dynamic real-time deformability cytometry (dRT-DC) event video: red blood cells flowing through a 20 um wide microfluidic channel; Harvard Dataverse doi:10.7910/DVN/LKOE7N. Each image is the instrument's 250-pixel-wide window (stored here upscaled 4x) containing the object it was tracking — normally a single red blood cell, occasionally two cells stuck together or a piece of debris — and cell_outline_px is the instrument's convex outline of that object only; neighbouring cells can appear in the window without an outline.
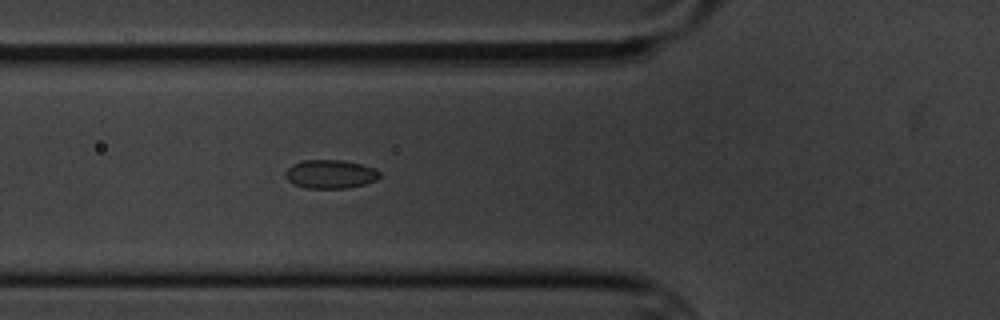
{"species": "common noctule bat (a hibernating species)", "species_latin": "Nyctalus noctula", "temperature_condition": "cold", "stored_images_in_passage": 5, "camera_frame_rate_fps": 3000, "um_per_image_px": 0.085, "animal": {"sex": "male", "body_mass_g": 20.1, "forearm_length_mm": 53.5}, "frame": {"image": 1, "passage_image": 5, "time_ms": 5.333, "image_size_px": [1000, 320], "cell_outline_px": [[380, 176], [376, 180], [364, 184], [348, 188], [304, 188], [288, 180], [284, 176], [284, 172], [292, 164], [304, 160], [340, 160], [360, 164], [376, 168], [380, 172]], "centroid_in_image_um": [28.08, 14.8], "position_along_channel_um": 97.7, "area_um2": 15.72}}